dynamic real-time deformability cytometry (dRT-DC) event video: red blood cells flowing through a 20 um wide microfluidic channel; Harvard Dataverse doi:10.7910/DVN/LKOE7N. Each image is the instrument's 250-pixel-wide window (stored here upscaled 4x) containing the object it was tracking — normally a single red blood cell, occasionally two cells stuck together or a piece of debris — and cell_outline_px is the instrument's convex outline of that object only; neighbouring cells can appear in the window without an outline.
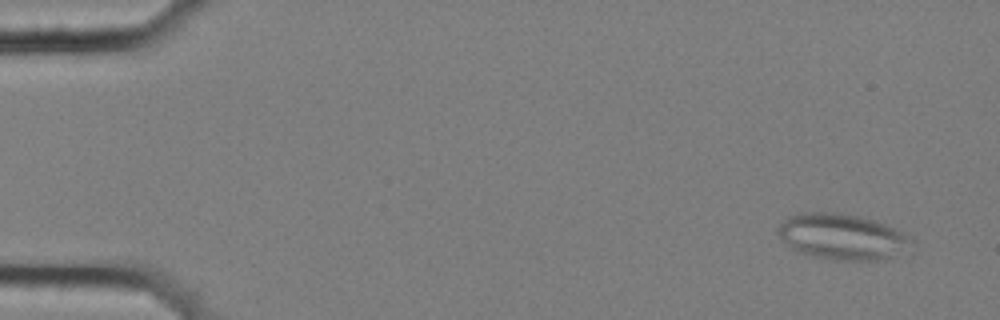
{"species": "common noctule bat (a hibernating species)", "species_latin": "Nyctalus noctula", "temperature_condition": "cold", "stored_images_in_passage": 6, "camera_frame_rate_fps": 3000, "um_per_image_px": 0.085, "animal": {"sex": "female", "body_mass_g": 25.1}, "frame": {"image": 1, "passage_image": 2, "time_ms": 0.333, "image_size_px": [1000, 320], "cell_outline_px": [[912, 240], [888, 256], [872, 260], [836, 260], [816, 256], [800, 252], [792, 248], [776, 232], [776, 228], [788, 216], [800, 212], [832, 212], [860, 216], [872, 220], [904, 232]], "centroid_in_image_um": [71.44, 20.08], "position_along_channel_um": 13.6, "area_um2": 34.39}}
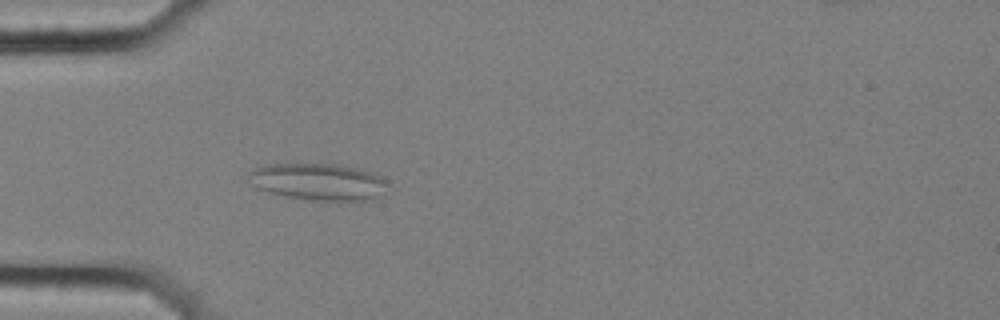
{"frame": {"image": 2, "passage_image": 6, "time_ms": 1.667, "image_size_px": [1000, 320], "cell_outline_px": [[388, 184], [376, 196], [368, 200], [308, 200], [284, 196], [268, 192], [252, 184], [248, 172], [252, 168], [264, 164], [336, 164], [356, 168], [372, 172], [380, 176]], "centroid_in_image_um": [26.99, 15.43], "position_along_channel_um": 58.0, "area_um2": 29.54}}